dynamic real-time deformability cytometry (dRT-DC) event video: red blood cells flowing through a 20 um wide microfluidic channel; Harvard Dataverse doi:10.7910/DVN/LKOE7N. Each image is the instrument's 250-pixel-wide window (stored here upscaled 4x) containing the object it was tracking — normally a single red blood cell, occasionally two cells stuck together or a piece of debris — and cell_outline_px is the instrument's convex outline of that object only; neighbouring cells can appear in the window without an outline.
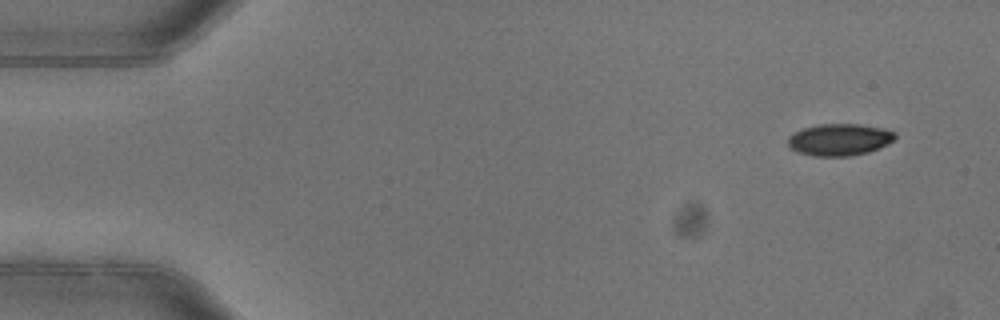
{"species": "common noctule bat (a hibernating species)", "species_latin": "Nyctalus noctula", "temperature_condition": "warm", "stored_images_in_passage": 4, "camera_frame_rate_fps": 3000, "um_per_image_px": 0.085, "animal": {"sex": "female"}, "frame": {"image": 1, "passage_image": 1, "time_ms": 0.0, "image_size_px": [1000, 320], "cell_outline_px": [[896, 136], [888, 144], [868, 152], [848, 156], [816, 156], [800, 152], [788, 148], [788, 136], [804, 128], [820, 124], [860, 124], [884, 128], [896, 132]], "centroid_in_image_um": [71.37, 11.86], "position_along_channel_um": 13.6, "area_um2": 19.83}}
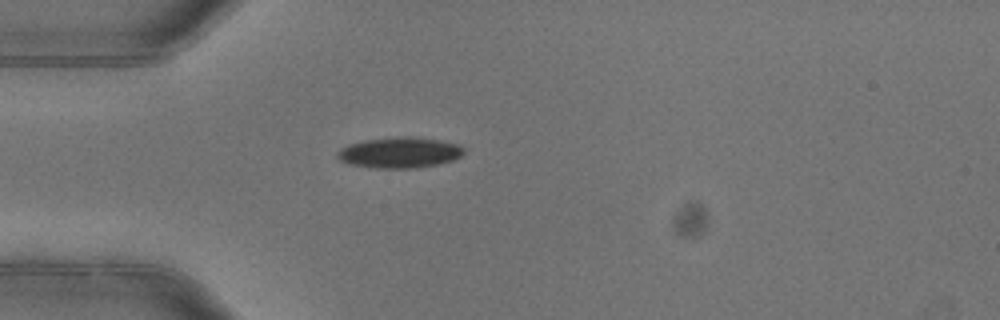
{"frame": {"image": 2, "passage_image": 4, "time_ms": 1.0, "image_size_px": [1000, 320], "cell_outline_px": [[464, 152], [460, 156], [452, 160], [436, 164], [416, 168], [368, 168], [348, 164], [340, 160], [336, 156], [336, 152], [340, 148], [348, 144], [364, 140], [404, 136], [412, 136], [460, 144], [464, 148]], "centroid_in_image_um": [33.91, 12.97], "position_along_channel_um": 51.1, "area_um2": 22.77}}